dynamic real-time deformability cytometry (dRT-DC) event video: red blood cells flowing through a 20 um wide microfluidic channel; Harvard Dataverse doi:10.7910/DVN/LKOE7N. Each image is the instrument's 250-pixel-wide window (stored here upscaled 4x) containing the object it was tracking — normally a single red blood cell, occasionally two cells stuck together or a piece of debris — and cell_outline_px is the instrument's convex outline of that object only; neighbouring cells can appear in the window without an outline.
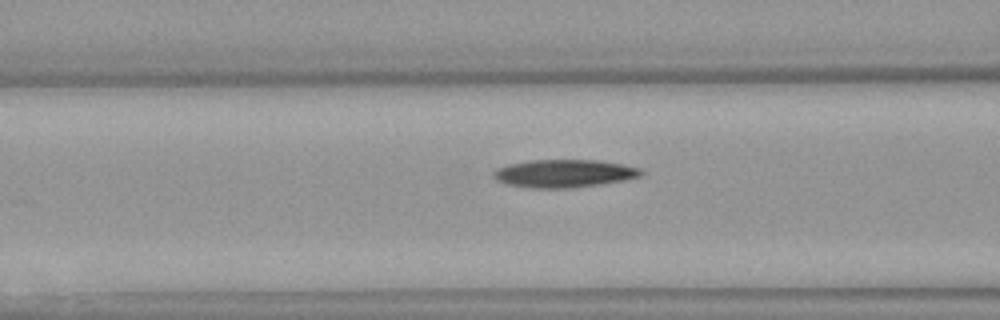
{"species": "Egyptian fruit bat (a non-hibernating species)", "species_latin": "Rousettus aegyptiacus", "temperature_condition": "warm", "stored_images_in_passage": 30, "camera_frame_rate_fps": 3000, "um_per_image_px": 0.085, "animal": {"sex": "female"}, "frame": {"image": 1, "passage_image": 5, "time_ms": 1.333, "image_size_px": [1000, 320], "cell_outline_px": [[644, 172], [640, 176], [624, 180], [600, 184], [568, 188], [528, 188], [504, 184], [496, 180], [492, 176], [492, 172], [496, 168], [508, 164], [532, 160], [596, 160], [620, 164], [640, 168]], "centroid_in_image_um": [47.88, 14.75], "position_along_channel_um": 118.7, "area_um2": 24.04}}
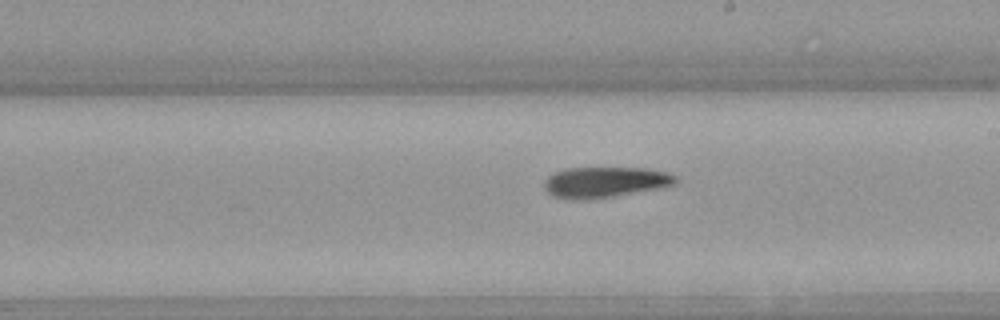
{"frame": {"image": 2, "passage_image": 14, "time_ms": 4.333, "image_size_px": [1000, 320], "cell_outline_px": [[680, 180], [676, 184], [660, 188], [612, 196], [584, 200], [552, 196], [544, 188], [544, 180], [548, 176], [556, 172], [568, 168], [648, 168], [668, 172], [676, 176]], "centroid_in_image_um": [51.47, 15.47], "position_along_channel_um": 237.5, "area_um2": 23.47}}
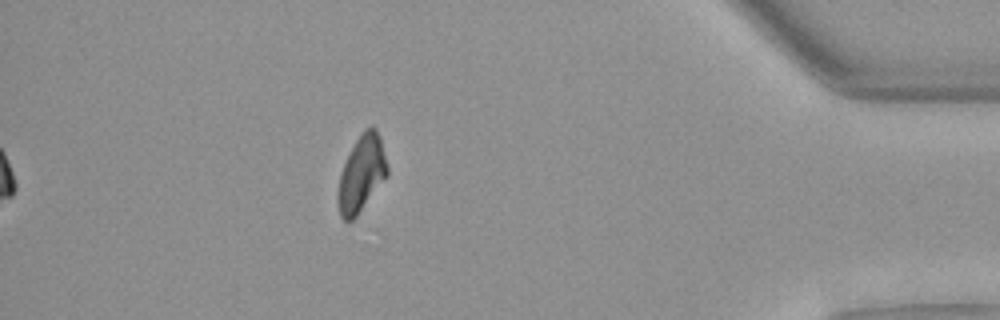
{"frame": {"image": 3, "passage_image": 30, "time_ms": 9.667, "image_size_px": [1000, 320], "cell_outline_px": [[388, 176], [356, 216], [352, 220], [344, 220], [340, 216], [336, 200], [336, 196], [340, 172], [356, 140], [364, 128], [372, 124], [376, 128], [380, 136], [388, 168]], "centroid_in_image_um": [30.72, 14.76], "position_along_channel_um": 404.5, "area_um2": 22.02}, "authors_computed_cell_mechanics": {"area_um2": 23.2356, "velocity_mm_per_s": 3.9851, "shape_relaxation_time_tau1_ms": 8.7791, "shape_relaxation_time_tau2_ms": 8.8432, "deformation_change_tau1": 0.2317, "deformation_change_tau2": 0.1876}}